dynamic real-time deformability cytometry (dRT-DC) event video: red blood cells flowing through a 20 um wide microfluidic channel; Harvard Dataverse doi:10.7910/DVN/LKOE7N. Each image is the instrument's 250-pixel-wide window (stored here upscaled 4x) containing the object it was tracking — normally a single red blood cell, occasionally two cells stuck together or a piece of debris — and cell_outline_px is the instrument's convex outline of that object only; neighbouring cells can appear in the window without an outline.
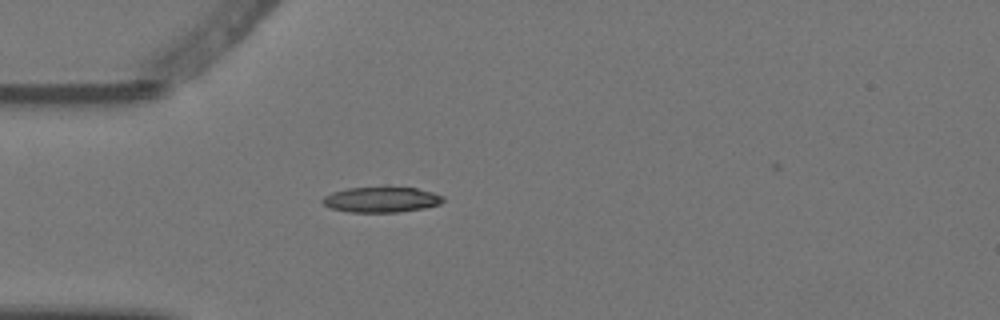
{"species": "Egyptian fruit bat (a non-hibernating species)", "species_latin": "Rousettus aegyptiacus", "temperature_condition": "warm", "stored_images_in_passage": 1, "camera_frame_rate_fps": 3000, "um_per_image_px": 0.085, "animal": {"sex": "female"}, "frame": {"image": 1, "passage_image": 1, "time_ms": 0.0, "image_size_px": [1000, 320], "cell_outline_px": [[444, 200], [440, 204], [424, 208], [400, 212], [348, 212], [332, 208], [324, 204], [320, 200], [324, 196], [332, 192], [348, 188], [416, 188], [432, 192], [444, 196]], "centroid_in_image_um": [32.42, 16.98], "position_along_channel_um": 52.6, "area_um2": 17.69}}